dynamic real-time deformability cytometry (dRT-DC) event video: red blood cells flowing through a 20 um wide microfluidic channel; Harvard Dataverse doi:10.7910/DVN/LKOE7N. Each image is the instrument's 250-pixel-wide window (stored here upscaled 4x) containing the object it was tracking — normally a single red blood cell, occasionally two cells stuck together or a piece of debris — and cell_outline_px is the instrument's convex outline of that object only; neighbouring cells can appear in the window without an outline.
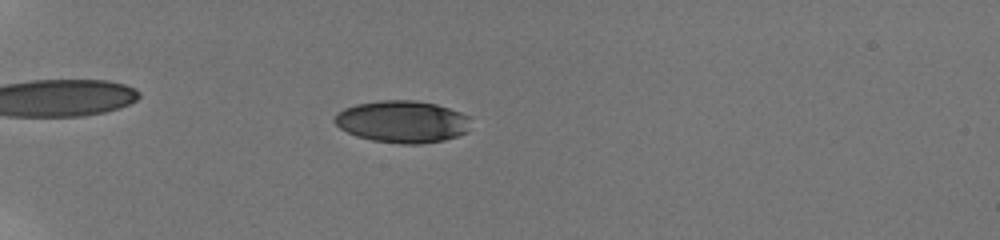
{"species": "human", "species_latin": "Homo sapiens", "temperature_condition": "room temperature", "stored_images_in_passage": 46, "camera_frame_rate_fps": 3000, "um_per_image_px": 0.085, "donor": {"sex": "male"}, "frame": {"image": 1, "passage_image": 8, "time_ms": 2.333, "image_size_px": [1000, 240], "cell_outline_px": [[468, 132], [444, 140], [420, 144], [404, 144], [372, 140], [356, 136], [340, 128], [332, 120], [344, 108], [356, 104], [380, 100], [416, 100], [436, 104], [460, 112], [468, 116]], "centroid_in_image_um": [34.19, 10.34], "position_along_channel_um": 50.8, "area_um2": 33.23}}
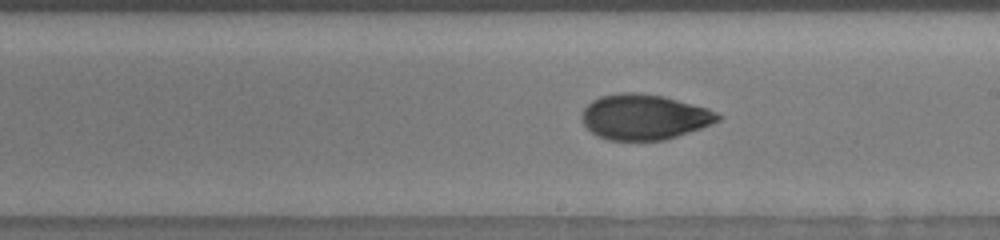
{"frame": {"image": 2, "passage_image": 26, "time_ms": 8.333, "image_size_px": [1000, 240], "cell_outline_px": [[724, 116], [720, 120], [712, 124], [664, 140], [608, 140], [596, 136], [584, 124], [580, 116], [584, 108], [592, 100], [600, 96], [620, 92], [636, 92], [664, 96], [708, 108]], "centroid_in_image_um": [54.75, 9.93], "position_along_channel_um": 234.2, "area_um2": 36.07}}
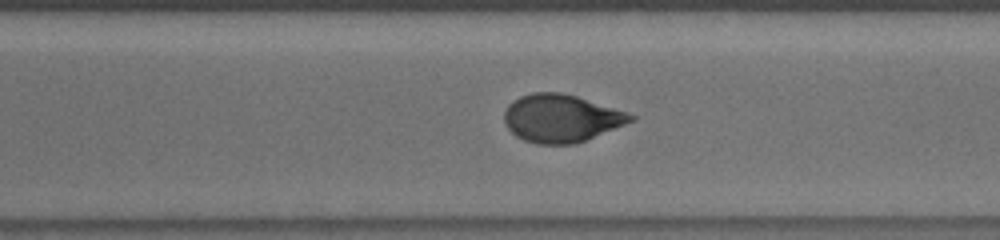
{"frame": {"image": 3, "passage_image": 33, "time_ms": 10.667, "image_size_px": [1000, 240], "cell_outline_px": [[636, 120], [576, 144], [536, 144], [524, 140], [516, 136], [504, 124], [504, 112], [508, 104], [520, 96], [532, 92], [560, 92], [576, 96], [636, 116]], "centroid_in_image_um": [47.66, 10.06], "position_along_channel_um": 322.9, "area_um2": 35.03}, "authors_computed_cell_mechanics": {"area_um2": 35.3447, "velocity_mm_per_s": 3.8149, "shape_relaxation_time_tau1_ms": 4.4379, "shape_relaxation_time_tau2_ms": 1.9877, "deformation_change_tau1": 0.1765, "deformation_change_tau2": 0.0633}}